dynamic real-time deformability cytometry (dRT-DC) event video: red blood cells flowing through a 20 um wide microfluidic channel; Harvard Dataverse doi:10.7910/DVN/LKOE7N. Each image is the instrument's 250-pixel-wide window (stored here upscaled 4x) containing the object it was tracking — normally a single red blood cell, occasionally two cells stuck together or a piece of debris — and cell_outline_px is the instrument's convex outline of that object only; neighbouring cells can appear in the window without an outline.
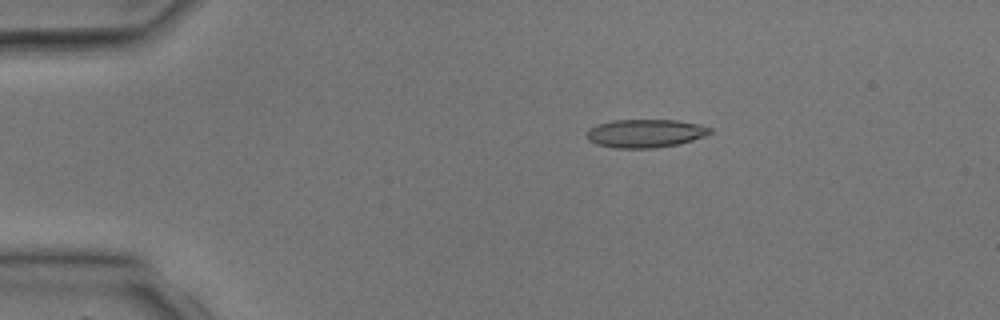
{"species": "common noctule bat (a hibernating species)", "species_latin": "Nyctalus noctula", "temperature_condition": "room temperature", "stored_images_in_passage": 2, "camera_frame_rate_fps": 3000, "um_per_image_px": 0.085, "animal": {"sex": "male", "body_mass_g": 17.9, "forearm_length_mm": 54.2}, "frame": {"image": 1, "passage_image": 1, "time_ms": 0.0, "image_size_px": [1000, 320], "cell_outline_px": [[712, 132], [704, 136], [692, 140], [676, 144], [656, 148], [616, 148], [596, 144], [588, 140], [588, 128], [596, 124], [612, 120], [680, 120], [700, 124], [712, 128]], "centroid_in_image_um": [54.85, 11.32], "position_along_channel_um": 30.1, "area_um2": 20.4}}